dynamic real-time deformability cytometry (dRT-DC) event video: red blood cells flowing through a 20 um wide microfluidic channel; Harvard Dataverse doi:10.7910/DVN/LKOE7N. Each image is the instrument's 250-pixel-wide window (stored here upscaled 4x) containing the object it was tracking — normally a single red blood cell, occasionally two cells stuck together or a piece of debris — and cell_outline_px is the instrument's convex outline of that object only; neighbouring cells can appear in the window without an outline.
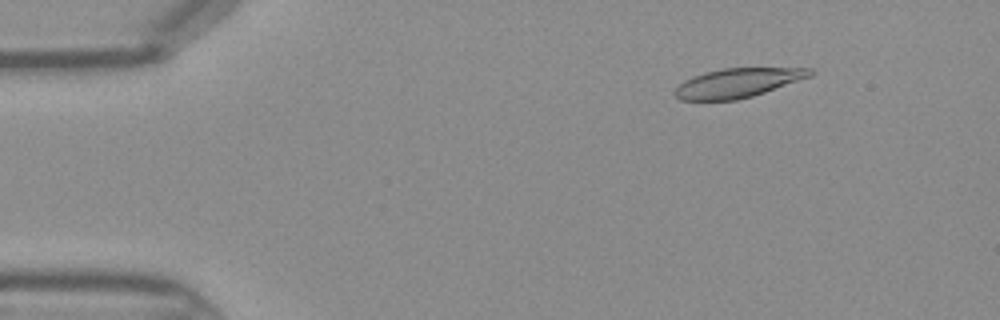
{"species": "Egyptian fruit bat (a non-hibernating species)", "species_latin": "Rousettus aegyptiacus", "temperature_condition": "warm", "stored_images_in_passage": 45, "camera_frame_rate_fps": 3000, "um_per_image_px": 0.085, "frame": {"image": 1, "passage_image": 6, "time_ms": 1.667, "image_size_px": [1000, 320], "cell_outline_px": [[816, 72], [812, 76], [752, 96], [736, 100], [680, 100], [672, 92], [684, 80], [692, 76], [704, 72], [720, 68], [812, 68]], "centroid_in_image_um": [62.7, 7.04], "position_along_channel_um": 22.3, "area_um2": 23.06}}
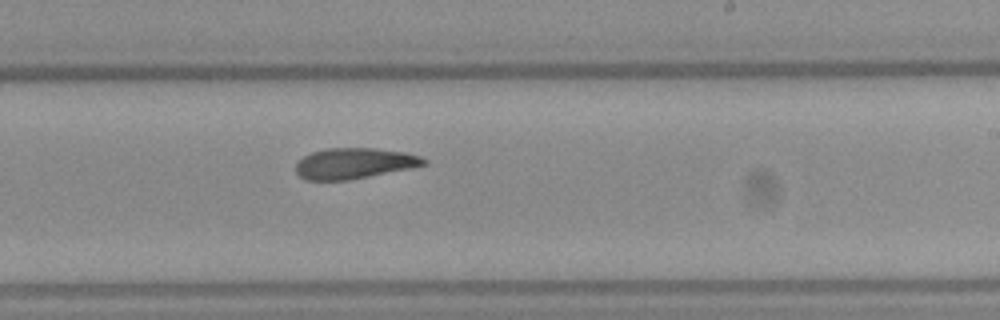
{"frame": {"image": 2, "passage_image": 27, "time_ms": 8.667, "image_size_px": [1000, 320], "cell_outline_px": [[428, 164], [412, 168], [348, 180], [304, 180], [296, 172], [296, 160], [312, 152], [324, 148], [372, 148], [404, 152], [420, 156], [428, 160]], "centroid_in_image_um": [30.1, 13.88], "position_along_channel_um": 258.9, "area_um2": 23.06}}
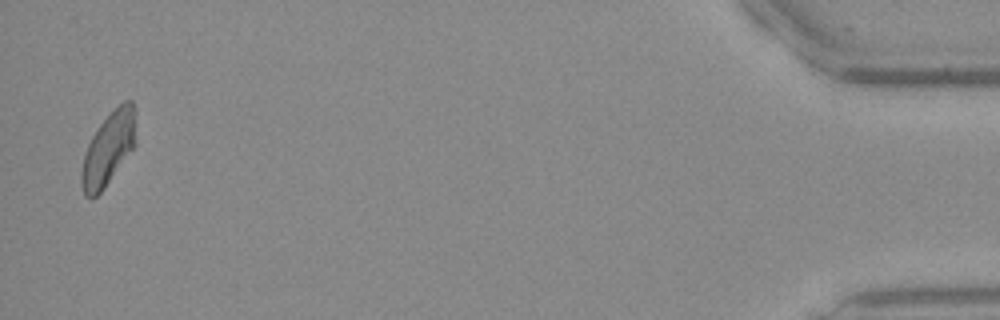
{"frame": {"image": 3, "passage_image": 44, "time_ms": 14.333, "image_size_px": [1000, 320], "cell_outline_px": [[136, 144], [104, 188], [96, 196], [84, 196], [80, 184], [80, 172], [84, 156], [88, 144], [96, 128], [124, 100], [132, 100]], "centroid_in_image_um": [9.18, 12.68], "position_along_channel_um": 426.0, "area_um2": 22.66}}